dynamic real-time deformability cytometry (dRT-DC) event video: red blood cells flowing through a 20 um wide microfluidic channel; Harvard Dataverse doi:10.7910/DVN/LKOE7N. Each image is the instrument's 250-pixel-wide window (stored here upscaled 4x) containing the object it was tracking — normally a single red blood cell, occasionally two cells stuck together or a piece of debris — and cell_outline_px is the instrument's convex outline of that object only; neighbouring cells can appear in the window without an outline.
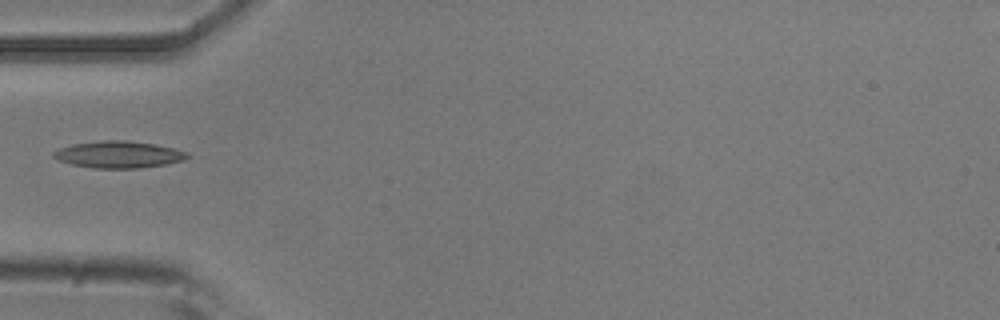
{"species": "common noctule bat (a hibernating species)", "species_latin": "Nyctalus noctula", "temperature_condition": "room temperature", "stored_images_in_passage": 2, "camera_frame_rate_fps": 3000, "um_per_image_px": 0.085, "animal": {"sex": "male", "body_mass_g": 20.5, "forearm_length_mm": 52.5}, "frame": {"image": 1, "passage_image": 2, "time_ms": 0.333, "image_size_px": [1000, 320], "cell_outline_px": [[188, 156], [184, 160], [168, 164], [136, 168], [92, 168], [72, 164], [60, 160], [52, 156], [52, 152], [60, 148], [72, 144], [100, 140], [124, 140], [156, 144], [188, 152]], "centroid_in_image_um": [10.08, 13.13], "position_along_channel_um": 74.9, "area_um2": 20.87}}